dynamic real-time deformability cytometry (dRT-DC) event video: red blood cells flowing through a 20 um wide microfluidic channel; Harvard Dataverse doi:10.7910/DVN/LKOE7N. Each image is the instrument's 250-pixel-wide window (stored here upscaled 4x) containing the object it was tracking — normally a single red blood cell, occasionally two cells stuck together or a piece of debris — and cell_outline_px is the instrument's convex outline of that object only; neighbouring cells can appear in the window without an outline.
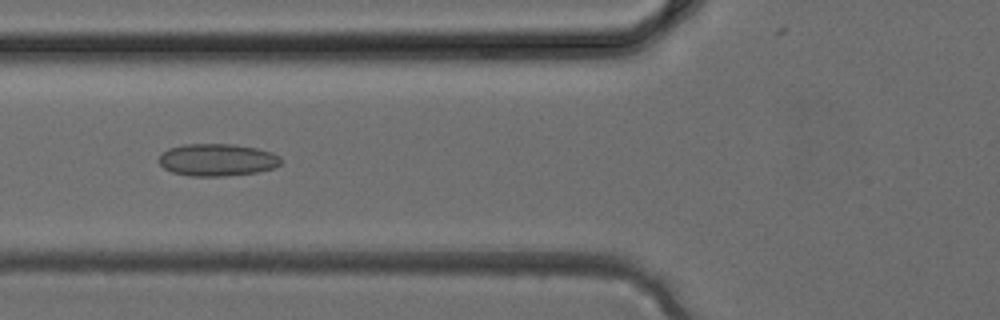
{"species": "common noctule bat (a hibernating species)", "species_latin": "Nyctalus noctula", "temperature_condition": "cold", "stored_images_in_passage": 36, "camera_frame_rate_fps": 3000, "um_per_image_px": 0.085, "animal": {"sex": "female", "body_mass_g": 24.6, "forearm_length_mm": 56.2}, "frame": {"image": 1, "passage_image": 13, "time_ms": 4.0, "image_size_px": [1000, 320], "cell_outline_px": [[280, 164], [272, 168], [256, 172], [224, 176], [188, 176], [172, 172], [164, 168], [160, 164], [160, 156], [168, 148], [184, 144], [232, 144], [256, 148], [272, 152], [280, 156]], "centroid_in_image_um": [18.45, 13.59], "position_along_channel_um": 107.3, "area_um2": 22.83}}
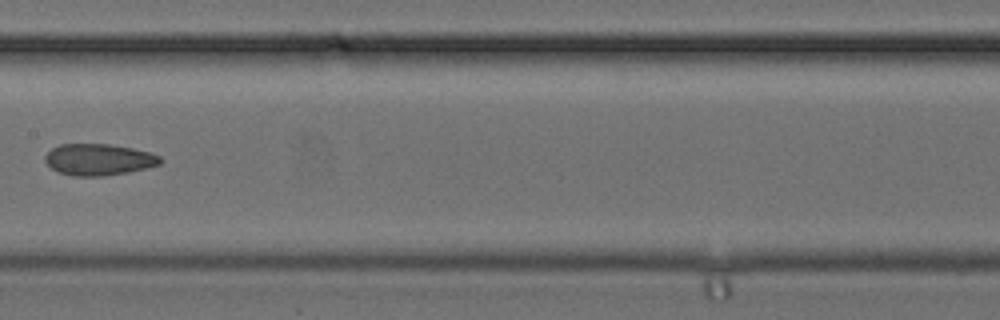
{"frame": {"image": 2, "passage_image": 18, "time_ms": 5.667, "image_size_px": [1000, 320], "cell_outline_px": [[164, 160], [160, 164], [128, 172], [104, 176], [72, 176], [56, 172], [44, 160], [44, 156], [52, 148], [60, 144], [108, 144], [132, 148], [148, 152], [160, 156]], "centroid_in_image_um": [8.37, 13.57], "position_along_channel_um": 199.0, "area_um2": 21.15}}
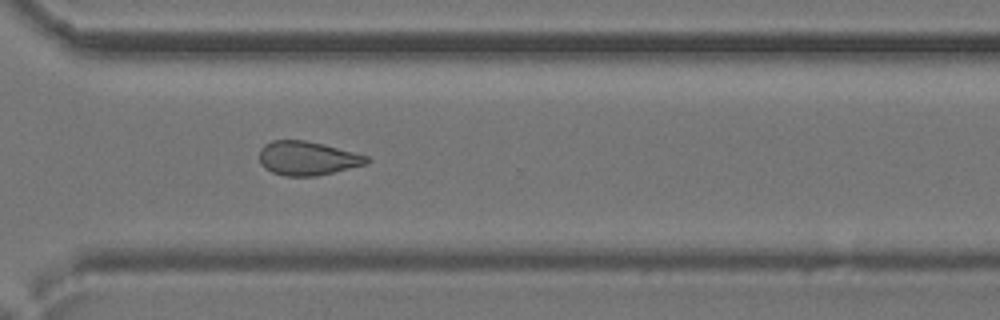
{"frame": {"image": 3, "passage_image": 26, "time_ms": 8.333, "image_size_px": [1000, 320], "cell_outline_px": [[372, 160], [368, 164], [316, 176], [284, 176], [272, 172], [264, 168], [260, 164], [260, 148], [264, 144], [272, 140], [304, 140], [368, 156]], "centroid_in_image_um": [26.11, 13.46], "position_along_channel_um": 344.5, "area_um2": 21.15}}